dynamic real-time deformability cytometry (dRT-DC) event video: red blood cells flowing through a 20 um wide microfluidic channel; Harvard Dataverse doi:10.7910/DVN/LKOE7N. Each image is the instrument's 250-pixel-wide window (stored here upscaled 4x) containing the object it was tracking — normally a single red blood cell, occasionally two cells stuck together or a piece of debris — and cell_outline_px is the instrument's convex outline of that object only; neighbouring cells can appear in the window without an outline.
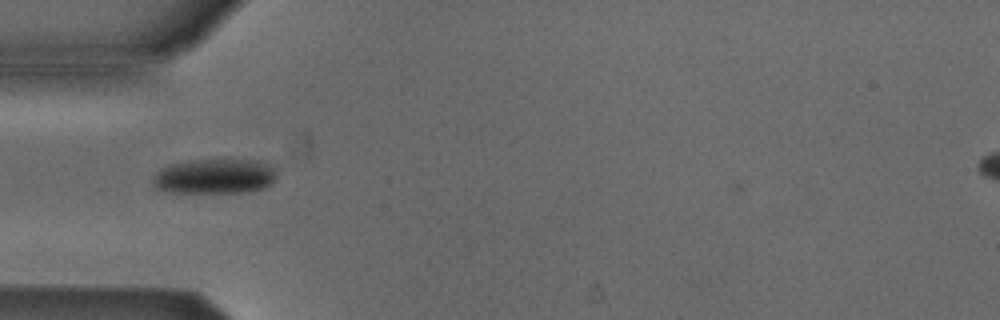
{"species": "Egyptian fruit bat (a non-hibernating species)", "species_latin": "Rousettus aegyptiacus", "temperature_condition": "cold", "stored_images_in_passage": 5, "camera_frame_rate_fps": 3000, "um_per_image_px": 0.085, "animal": {"sex": "male"}, "frame": {"image": 1, "passage_image": 2, "time_ms": 0.333, "image_size_px": [1000, 320], "cell_outline_px": [[276, 180], [272, 184], [264, 188], [244, 192], [172, 192], [156, 188], [152, 184], [152, 176], [156, 172], [172, 164], [192, 160], [260, 160], [276, 168]], "centroid_in_image_um": [18.29, 14.98], "position_along_channel_um": 66.7, "area_um2": 25.26}}
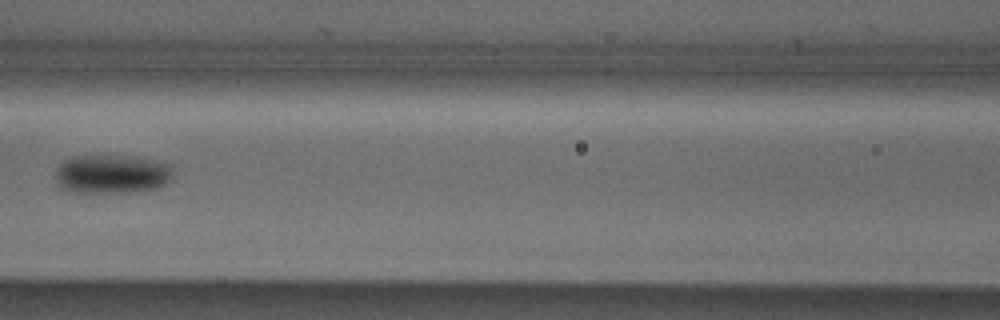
{"frame": {"image": 2, "passage_image": 4, "time_ms": 1.0, "image_size_px": [1000, 320], "cell_outline_px": [[172, 176], [160, 188], [128, 192], [68, 192], [60, 188], [56, 184], [56, 168], [64, 160], [72, 156], [132, 156], [172, 164]], "centroid_in_image_um": [9.48, 14.8], "position_along_channel_um": 157.1, "area_um2": 26.82}}
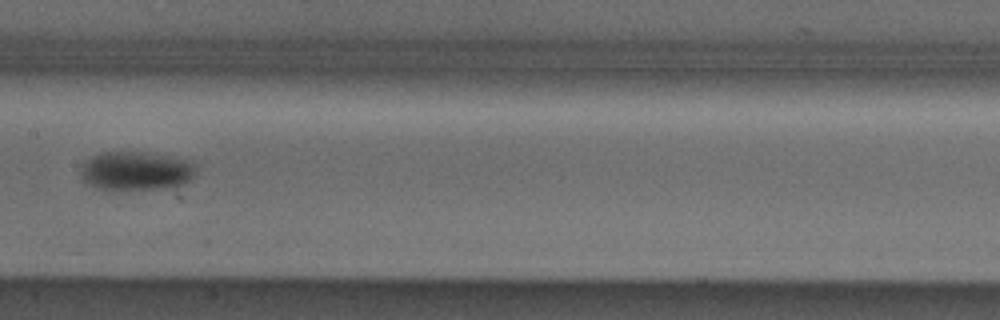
{"frame": {"image": 3, "passage_image": 5, "time_ms": 1.333, "image_size_px": [1000, 320], "cell_outline_px": [[192, 176], [188, 180], [172, 188], [96, 188], [80, 180], [80, 164], [84, 160], [92, 156], [104, 152], [144, 152], [192, 160]], "centroid_in_image_um": [11.46, 14.5], "position_along_channel_um": 195.9, "area_um2": 25.72}}